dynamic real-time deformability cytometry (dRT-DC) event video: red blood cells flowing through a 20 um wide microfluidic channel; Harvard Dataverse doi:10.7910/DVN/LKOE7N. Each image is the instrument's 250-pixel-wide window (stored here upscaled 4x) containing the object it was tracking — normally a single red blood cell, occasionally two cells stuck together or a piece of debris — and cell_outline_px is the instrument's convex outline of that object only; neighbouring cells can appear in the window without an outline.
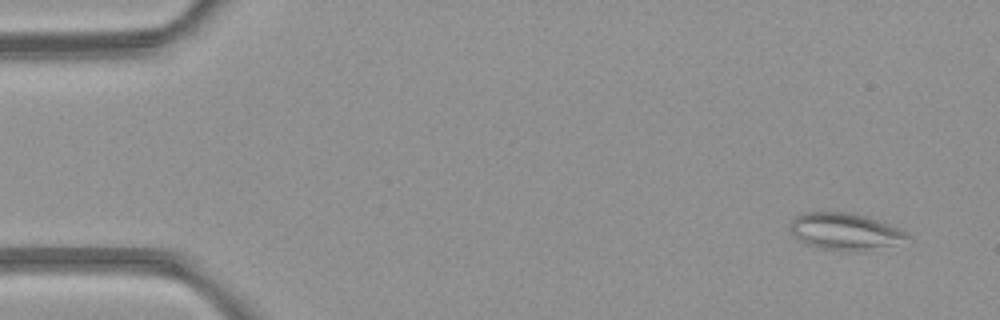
{"species": "common noctule bat (a hibernating species)", "species_latin": "Nyctalus noctula", "temperature_condition": "room temperature", "stored_images_in_passage": 5, "camera_frame_rate_fps": 3000, "um_per_image_px": 0.085, "animal": {"sex": "female", "body_mass_g": 21.9}, "frame": {"image": 1, "passage_image": 5, "time_ms": 5.667, "image_size_px": [1000, 320], "cell_outline_px": [[908, 236], [892, 244], [864, 252], [856, 252], [820, 248], [804, 244], [792, 236], [792, 220], [796, 216], [804, 212], [852, 212], [868, 216], [880, 220], [900, 228]], "centroid_in_image_um": [71.78, 19.67], "position_along_channel_um": 13.2, "area_um2": 25.14}}